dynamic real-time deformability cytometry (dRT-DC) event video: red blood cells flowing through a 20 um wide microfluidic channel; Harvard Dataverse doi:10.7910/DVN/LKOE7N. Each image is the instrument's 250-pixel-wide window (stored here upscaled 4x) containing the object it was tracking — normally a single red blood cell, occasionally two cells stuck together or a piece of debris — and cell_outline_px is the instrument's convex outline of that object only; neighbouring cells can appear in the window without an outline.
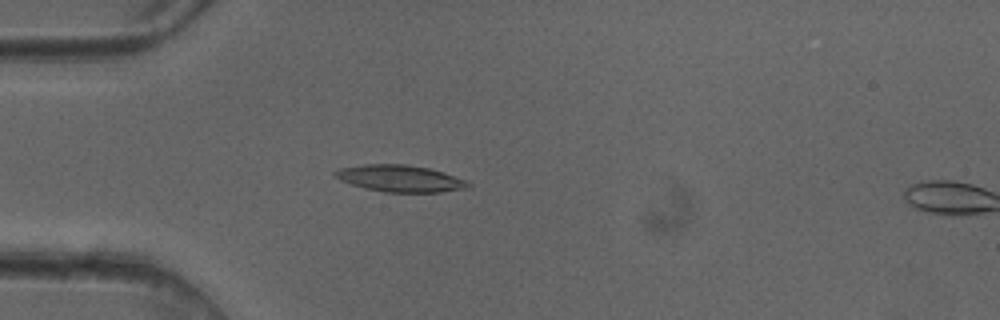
{"species": "common noctule bat (a hibernating species)", "species_latin": "Nyctalus noctula", "temperature_condition": "cold", "stored_images_in_passage": 16, "camera_frame_rate_fps": 3000, "um_per_image_px": 0.085, "animal": {"sex": "female"}, "frame": {"image": 1, "passage_image": 14, "time_ms": 4.333, "image_size_px": [1000, 320], "cell_outline_px": [[472, 184], [468, 188], [440, 192], [384, 192], [364, 188], [340, 180], [332, 176], [332, 172], [340, 168], [364, 164], [408, 164], [428, 168], [444, 172], [468, 180]], "centroid_in_image_um": [34.01, 15.16], "position_along_channel_um": 51.0, "area_um2": 20.98}}